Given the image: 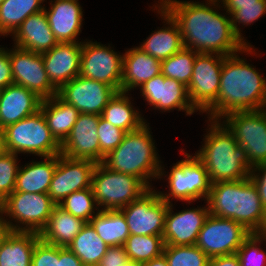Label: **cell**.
<instances>
[{
    "label": "cell",
    "instance_id": "obj_1",
    "mask_svg": "<svg viewBox=\"0 0 266 266\" xmlns=\"http://www.w3.org/2000/svg\"><path fill=\"white\" fill-rule=\"evenodd\" d=\"M208 1L205 5L193 1L161 0L160 6L178 24L184 48L222 56L241 51L251 54V45L246 46L234 33L231 18L215 11V7H209L218 6L216 2L221 1Z\"/></svg>",
    "mask_w": 266,
    "mask_h": 266
},
{
    "label": "cell",
    "instance_id": "obj_2",
    "mask_svg": "<svg viewBox=\"0 0 266 266\" xmlns=\"http://www.w3.org/2000/svg\"><path fill=\"white\" fill-rule=\"evenodd\" d=\"M236 54L223 60L218 97L207 110L210 119L221 121L232 112L266 108V79Z\"/></svg>",
    "mask_w": 266,
    "mask_h": 266
},
{
    "label": "cell",
    "instance_id": "obj_3",
    "mask_svg": "<svg viewBox=\"0 0 266 266\" xmlns=\"http://www.w3.org/2000/svg\"><path fill=\"white\" fill-rule=\"evenodd\" d=\"M211 127L202 148L194 154L206 167L211 183L244 180L253 166L232 132L219 120L209 119ZM220 122V123H219Z\"/></svg>",
    "mask_w": 266,
    "mask_h": 266
},
{
    "label": "cell",
    "instance_id": "obj_4",
    "mask_svg": "<svg viewBox=\"0 0 266 266\" xmlns=\"http://www.w3.org/2000/svg\"><path fill=\"white\" fill-rule=\"evenodd\" d=\"M206 201L210 215L232 219L251 233L262 234L265 207L250 177L212 183Z\"/></svg>",
    "mask_w": 266,
    "mask_h": 266
},
{
    "label": "cell",
    "instance_id": "obj_5",
    "mask_svg": "<svg viewBox=\"0 0 266 266\" xmlns=\"http://www.w3.org/2000/svg\"><path fill=\"white\" fill-rule=\"evenodd\" d=\"M145 123L139 129L127 132L121 144L109 152L102 164L111 170L138 177L149 189V179L164 175L154 142ZM163 172V173H162Z\"/></svg>",
    "mask_w": 266,
    "mask_h": 266
},
{
    "label": "cell",
    "instance_id": "obj_6",
    "mask_svg": "<svg viewBox=\"0 0 266 266\" xmlns=\"http://www.w3.org/2000/svg\"><path fill=\"white\" fill-rule=\"evenodd\" d=\"M2 130L8 152L32 153L41 158L61 153V145L52 136L41 110Z\"/></svg>",
    "mask_w": 266,
    "mask_h": 266
},
{
    "label": "cell",
    "instance_id": "obj_7",
    "mask_svg": "<svg viewBox=\"0 0 266 266\" xmlns=\"http://www.w3.org/2000/svg\"><path fill=\"white\" fill-rule=\"evenodd\" d=\"M91 188L102 210H119L149 190L138 177L111 170L102 163L95 166Z\"/></svg>",
    "mask_w": 266,
    "mask_h": 266
},
{
    "label": "cell",
    "instance_id": "obj_8",
    "mask_svg": "<svg viewBox=\"0 0 266 266\" xmlns=\"http://www.w3.org/2000/svg\"><path fill=\"white\" fill-rule=\"evenodd\" d=\"M55 206L56 203L46 193L13 192L0 203V214L5 213L18 224H23L20 227L5 219L11 231L39 234L47 225Z\"/></svg>",
    "mask_w": 266,
    "mask_h": 266
},
{
    "label": "cell",
    "instance_id": "obj_9",
    "mask_svg": "<svg viewBox=\"0 0 266 266\" xmlns=\"http://www.w3.org/2000/svg\"><path fill=\"white\" fill-rule=\"evenodd\" d=\"M184 155L187 156L186 159L177 162L168 175L169 194L158 192L169 204L171 197L190 204L200 198L206 200L210 193L212 183L206 167L196 156H190L188 153Z\"/></svg>",
    "mask_w": 266,
    "mask_h": 266
},
{
    "label": "cell",
    "instance_id": "obj_10",
    "mask_svg": "<svg viewBox=\"0 0 266 266\" xmlns=\"http://www.w3.org/2000/svg\"><path fill=\"white\" fill-rule=\"evenodd\" d=\"M224 117V124L246 151L249 163H266V108L232 112Z\"/></svg>",
    "mask_w": 266,
    "mask_h": 266
},
{
    "label": "cell",
    "instance_id": "obj_11",
    "mask_svg": "<svg viewBox=\"0 0 266 266\" xmlns=\"http://www.w3.org/2000/svg\"><path fill=\"white\" fill-rule=\"evenodd\" d=\"M251 234L241 223L209 215L201 228L195 245L209 258L236 254Z\"/></svg>",
    "mask_w": 266,
    "mask_h": 266
},
{
    "label": "cell",
    "instance_id": "obj_12",
    "mask_svg": "<svg viewBox=\"0 0 266 266\" xmlns=\"http://www.w3.org/2000/svg\"><path fill=\"white\" fill-rule=\"evenodd\" d=\"M215 55V56H214ZM198 53L195 57L193 72L187 87L193 107L201 112L216 102L219 92L221 71L225 56Z\"/></svg>",
    "mask_w": 266,
    "mask_h": 266
},
{
    "label": "cell",
    "instance_id": "obj_13",
    "mask_svg": "<svg viewBox=\"0 0 266 266\" xmlns=\"http://www.w3.org/2000/svg\"><path fill=\"white\" fill-rule=\"evenodd\" d=\"M109 47L97 42H83L79 75L103 82L121 92L123 55H118Z\"/></svg>",
    "mask_w": 266,
    "mask_h": 266
},
{
    "label": "cell",
    "instance_id": "obj_14",
    "mask_svg": "<svg viewBox=\"0 0 266 266\" xmlns=\"http://www.w3.org/2000/svg\"><path fill=\"white\" fill-rule=\"evenodd\" d=\"M169 203L150 188L139 199L119 209L128 224L130 235H158L164 232Z\"/></svg>",
    "mask_w": 266,
    "mask_h": 266
},
{
    "label": "cell",
    "instance_id": "obj_15",
    "mask_svg": "<svg viewBox=\"0 0 266 266\" xmlns=\"http://www.w3.org/2000/svg\"><path fill=\"white\" fill-rule=\"evenodd\" d=\"M117 91L96 80L76 76L57 90V96L80 113L101 115Z\"/></svg>",
    "mask_w": 266,
    "mask_h": 266
},
{
    "label": "cell",
    "instance_id": "obj_16",
    "mask_svg": "<svg viewBox=\"0 0 266 266\" xmlns=\"http://www.w3.org/2000/svg\"><path fill=\"white\" fill-rule=\"evenodd\" d=\"M8 52L14 84L28 88L42 100L57 95V89L48 79L42 54L16 46Z\"/></svg>",
    "mask_w": 266,
    "mask_h": 266
},
{
    "label": "cell",
    "instance_id": "obj_17",
    "mask_svg": "<svg viewBox=\"0 0 266 266\" xmlns=\"http://www.w3.org/2000/svg\"><path fill=\"white\" fill-rule=\"evenodd\" d=\"M96 164L91 160L72 159L61 153L58 154L48 196L58 205L73 192L90 188Z\"/></svg>",
    "mask_w": 266,
    "mask_h": 266
},
{
    "label": "cell",
    "instance_id": "obj_18",
    "mask_svg": "<svg viewBox=\"0 0 266 266\" xmlns=\"http://www.w3.org/2000/svg\"><path fill=\"white\" fill-rule=\"evenodd\" d=\"M101 115L80 113L69 135L61 144V154L72 159L100 163L97 127Z\"/></svg>",
    "mask_w": 266,
    "mask_h": 266
},
{
    "label": "cell",
    "instance_id": "obj_19",
    "mask_svg": "<svg viewBox=\"0 0 266 266\" xmlns=\"http://www.w3.org/2000/svg\"><path fill=\"white\" fill-rule=\"evenodd\" d=\"M142 96L147 103L155 109L170 111H186V115L193 114L196 109L193 107L188 90L181 82L165 77L162 73L148 80L141 86Z\"/></svg>",
    "mask_w": 266,
    "mask_h": 266
},
{
    "label": "cell",
    "instance_id": "obj_20",
    "mask_svg": "<svg viewBox=\"0 0 266 266\" xmlns=\"http://www.w3.org/2000/svg\"><path fill=\"white\" fill-rule=\"evenodd\" d=\"M171 209L170 203L165 215L162 235L165 245H195L198 234L210 215L208 205L198 209L182 210L175 214Z\"/></svg>",
    "mask_w": 266,
    "mask_h": 266
},
{
    "label": "cell",
    "instance_id": "obj_21",
    "mask_svg": "<svg viewBox=\"0 0 266 266\" xmlns=\"http://www.w3.org/2000/svg\"><path fill=\"white\" fill-rule=\"evenodd\" d=\"M81 51V42H67L42 53L48 79L57 90L79 75Z\"/></svg>",
    "mask_w": 266,
    "mask_h": 266
},
{
    "label": "cell",
    "instance_id": "obj_22",
    "mask_svg": "<svg viewBox=\"0 0 266 266\" xmlns=\"http://www.w3.org/2000/svg\"><path fill=\"white\" fill-rule=\"evenodd\" d=\"M42 99L24 86L12 84L0 93V129L40 110Z\"/></svg>",
    "mask_w": 266,
    "mask_h": 266
},
{
    "label": "cell",
    "instance_id": "obj_23",
    "mask_svg": "<svg viewBox=\"0 0 266 266\" xmlns=\"http://www.w3.org/2000/svg\"><path fill=\"white\" fill-rule=\"evenodd\" d=\"M50 2V10L45 9V13L55 39L58 43L78 42L76 38L81 31L83 21L82 8L78 0Z\"/></svg>",
    "mask_w": 266,
    "mask_h": 266
},
{
    "label": "cell",
    "instance_id": "obj_24",
    "mask_svg": "<svg viewBox=\"0 0 266 266\" xmlns=\"http://www.w3.org/2000/svg\"><path fill=\"white\" fill-rule=\"evenodd\" d=\"M15 46L42 54L58 44L48 24L45 9L30 15L13 33Z\"/></svg>",
    "mask_w": 266,
    "mask_h": 266
},
{
    "label": "cell",
    "instance_id": "obj_25",
    "mask_svg": "<svg viewBox=\"0 0 266 266\" xmlns=\"http://www.w3.org/2000/svg\"><path fill=\"white\" fill-rule=\"evenodd\" d=\"M161 73V61L143 52L139 47L129 49L123 55L121 92L128 93L135 87Z\"/></svg>",
    "mask_w": 266,
    "mask_h": 266
},
{
    "label": "cell",
    "instance_id": "obj_26",
    "mask_svg": "<svg viewBox=\"0 0 266 266\" xmlns=\"http://www.w3.org/2000/svg\"><path fill=\"white\" fill-rule=\"evenodd\" d=\"M157 7L162 19L170 26L152 33L139 48L157 60L163 61L181 51L184 45L178 24L161 6L155 5V9Z\"/></svg>",
    "mask_w": 266,
    "mask_h": 266
},
{
    "label": "cell",
    "instance_id": "obj_27",
    "mask_svg": "<svg viewBox=\"0 0 266 266\" xmlns=\"http://www.w3.org/2000/svg\"><path fill=\"white\" fill-rule=\"evenodd\" d=\"M43 158L44 161H33L24 167H19L14 192L48 194V189L56 170L57 155Z\"/></svg>",
    "mask_w": 266,
    "mask_h": 266
},
{
    "label": "cell",
    "instance_id": "obj_28",
    "mask_svg": "<svg viewBox=\"0 0 266 266\" xmlns=\"http://www.w3.org/2000/svg\"><path fill=\"white\" fill-rule=\"evenodd\" d=\"M40 110L43 112L52 136L61 145L76 123L80 112L57 95L42 100Z\"/></svg>",
    "mask_w": 266,
    "mask_h": 266
},
{
    "label": "cell",
    "instance_id": "obj_29",
    "mask_svg": "<svg viewBox=\"0 0 266 266\" xmlns=\"http://www.w3.org/2000/svg\"><path fill=\"white\" fill-rule=\"evenodd\" d=\"M85 224L86 222L82 219L73 216L56 205L47 225L39 235L44 242L60 247H68Z\"/></svg>",
    "mask_w": 266,
    "mask_h": 266
},
{
    "label": "cell",
    "instance_id": "obj_30",
    "mask_svg": "<svg viewBox=\"0 0 266 266\" xmlns=\"http://www.w3.org/2000/svg\"><path fill=\"white\" fill-rule=\"evenodd\" d=\"M39 239L36 232L10 231L0 246V266H31Z\"/></svg>",
    "mask_w": 266,
    "mask_h": 266
},
{
    "label": "cell",
    "instance_id": "obj_31",
    "mask_svg": "<svg viewBox=\"0 0 266 266\" xmlns=\"http://www.w3.org/2000/svg\"><path fill=\"white\" fill-rule=\"evenodd\" d=\"M108 246L124 245L130 236L128 224L120 210H99L89 221Z\"/></svg>",
    "mask_w": 266,
    "mask_h": 266
},
{
    "label": "cell",
    "instance_id": "obj_32",
    "mask_svg": "<svg viewBox=\"0 0 266 266\" xmlns=\"http://www.w3.org/2000/svg\"><path fill=\"white\" fill-rule=\"evenodd\" d=\"M140 115L137 110H133L125 92H117L101 113L104 120L126 133L137 130L146 123Z\"/></svg>",
    "mask_w": 266,
    "mask_h": 266
},
{
    "label": "cell",
    "instance_id": "obj_33",
    "mask_svg": "<svg viewBox=\"0 0 266 266\" xmlns=\"http://www.w3.org/2000/svg\"><path fill=\"white\" fill-rule=\"evenodd\" d=\"M108 245L98 236L90 223H86L69 244V248L86 266H97Z\"/></svg>",
    "mask_w": 266,
    "mask_h": 266
},
{
    "label": "cell",
    "instance_id": "obj_34",
    "mask_svg": "<svg viewBox=\"0 0 266 266\" xmlns=\"http://www.w3.org/2000/svg\"><path fill=\"white\" fill-rule=\"evenodd\" d=\"M44 0H5L0 4V35L13 34L30 15L43 11Z\"/></svg>",
    "mask_w": 266,
    "mask_h": 266
},
{
    "label": "cell",
    "instance_id": "obj_35",
    "mask_svg": "<svg viewBox=\"0 0 266 266\" xmlns=\"http://www.w3.org/2000/svg\"><path fill=\"white\" fill-rule=\"evenodd\" d=\"M129 260L147 262L163 254L165 242L158 235H130L124 244Z\"/></svg>",
    "mask_w": 266,
    "mask_h": 266
},
{
    "label": "cell",
    "instance_id": "obj_36",
    "mask_svg": "<svg viewBox=\"0 0 266 266\" xmlns=\"http://www.w3.org/2000/svg\"><path fill=\"white\" fill-rule=\"evenodd\" d=\"M197 54L198 52L192 49L183 48L166 60L161 61V73L165 77L175 79L188 87Z\"/></svg>",
    "mask_w": 266,
    "mask_h": 266
},
{
    "label": "cell",
    "instance_id": "obj_37",
    "mask_svg": "<svg viewBox=\"0 0 266 266\" xmlns=\"http://www.w3.org/2000/svg\"><path fill=\"white\" fill-rule=\"evenodd\" d=\"M95 203V197L93 195L92 188L90 187L73 192L72 194L65 197L58 204V206L63 210L69 212L73 216L82 219L86 223H89V221L95 216L94 208H98L97 204Z\"/></svg>",
    "mask_w": 266,
    "mask_h": 266
},
{
    "label": "cell",
    "instance_id": "obj_38",
    "mask_svg": "<svg viewBox=\"0 0 266 266\" xmlns=\"http://www.w3.org/2000/svg\"><path fill=\"white\" fill-rule=\"evenodd\" d=\"M168 266H207L209 257L196 245H165Z\"/></svg>",
    "mask_w": 266,
    "mask_h": 266
},
{
    "label": "cell",
    "instance_id": "obj_39",
    "mask_svg": "<svg viewBox=\"0 0 266 266\" xmlns=\"http://www.w3.org/2000/svg\"><path fill=\"white\" fill-rule=\"evenodd\" d=\"M266 240L265 234L251 233L237 250L241 266H266V252L257 244Z\"/></svg>",
    "mask_w": 266,
    "mask_h": 266
},
{
    "label": "cell",
    "instance_id": "obj_40",
    "mask_svg": "<svg viewBox=\"0 0 266 266\" xmlns=\"http://www.w3.org/2000/svg\"><path fill=\"white\" fill-rule=\"evenodd\" d=\"M16 159L17 154L11 152L0 157V203L15 190L19 170Z\"/></svg>",
    "mask_w": 266,
    "mask_h": 266
},
{
    "label": "cell",
    "instance_id": "obj_41",
    "mask_svg": "<svg viewBox=\"0 0 266 266\" xmlns=\"http://www.w3.org/2000/svg\"><path fill=\"white\" fill-rule=\"evenodd\" d=\"M97 134L100 145V163H102L104 157L121 144L126 132L100 116Z\"/></svg>",
    "mask_w": 266,
    "mask_h": 266
},
{
    "label": "cell",
    "instance_id": "obj_42",
    "mask_svg": "<svg viewBox=\"0 0 266 266\" xmlns=\"http://www.w3.org/2000/svg\"><path fill=\"white\" fill-rule=\"evenodd\" d=\"M266 14V5H249L241 6L237 9L230 17L232 22V28L236 36L246 45L248 43L244 41L242 34L240 32L237 22L243 25L251 24L252 22L258 20L262 15Z\"/></svg>",
    "mask_w": 266,
    "mask_h": 266
},
{
    "label": "cell",
    "instance_id": "obj_43",
    "mask_svg": "<svg viewBox=\"0 0 266 266\" xmlns=\"http://www.w3.org/2000/svg\"><path fill=\"white\" fill-rule=\"evenodd\" d=\"M59 246L44 242L41 238L37 241L31 266H58Z\"/></svg>",
    "mask_w": 266,
    "mask_h": 266
},
{
    "label": "cell",
    "instance_id": "obj_44",
    "mask_svg": "<svg viewBox=\"0 0 266 266\" xmlns=\"http://www.w3.org/2000/svg\"><path fill=\"white\" fill-rule=\"evenodd\" d=\"M128 260L124 245L109 246L97 266H121Z\"/></svg>",
    "mask_w": 266,
    "mask_h": 266
},
{
    "label": "cell",
    "instance_id": "obj_45",
    "mask_svg": "<svg viewBox=\"0 0 266 266\" xmlns=\"http://www.w3.org/2000/svg\"><path fill=\"white\" fill-rule=\"evenodd\" d=\"M255 172H262V176L260 175V173L256 174ZM249 177L251 181L255 184L261 202L266 208V163H261L253 166V169L250 171Z\"/></svg>",
    "mask_w": 266,
    "mask_h": 266
},
{
    "label": "cell",
    "instance_id": "obj_46",
    "mask_svg": "<svg viewBox=\"0 0 266 266\" xmlns=\"http://www.w3.org/2000/svg\"><path fill=\"white\" fill-rule=\"evenodd\" d=\"M14 84L10 55L8 50L0 48V90Z\"/></svg>",
    "mask_w": 266,
    "mask_h": 266
},
{
    "label": "cell",
    "instance_id": "obj_47",
    "mask_svg": "<svg viewBox=\"0 0 266 266\" xmlns=\"http://www.w3.org/2000/svg\"><path fill=\"white\" fill-rule=\"evenodd\" d=\"M58 266H86V265H84L69 248L59 246Z\"/></svg>",
    "mask_w": 266,
    "mask_h": 266
},
{
    "label": "cell",
    "instance_id": "obj_48",
    "mask_svg": "<svg viewBox=\"0 0 266 266\" xmlns=\"http://www.w3.org/2000/svg\"><path fill=\"white\" fill-rule=\"evenodd\" d=\"M222 2L230 16L241 6L266 5V0H222Z\"/></svg>",
    "mask_w": 266,
    "mask_h": 266
},
{
    "label": "cell",
    "instance_id": "obj_49",
    "mask_svg": "<svg viewBox=\"0 0 266 266\" xmlns=\"http://www.w3.org/2000/svg\"><path fill=\"white\" fill-rule=\"evenodd\" d=\"M207 266H241L236 254L209 258Z\"/></svg>",
    "mask_w": 266,
    "mask_h": 266
},
{
    "label": "cell",
    "instance_id": "obj_50",
    "mask_svg": "<svg viewBox=\"0 0 266 266\" xmlns=\"http://www.w3.org/2000/svg\"><path fill=\"white\" fill-rule=\"evenodd\" d=\"M3 215H0V246L5 240L6 236L10 233L11 229L9 225L5 222Z\"/></svg>",
    "mask_w": 266,
    "mask_h": 266
},
{
    "label": "cell",
    "instance_id": "obj_51",
    "mask_svg": "<svg viewBox=\"0 0 266 266\" xmlns=\"http://www.w3.org/2000/svg\"><path fill=\"white\" fill-rule=\"evenodd\" d=\"M142 264L143 266H168L164 254L160 255L159 257L153 258L150 261L144 262Z\"/></svg>",
    "mask_w": 266,
    "mask_h": 266
},
{
    "label": "cell",
    "instance_id": "obj_52",
    "mask_svg": "<svg viewBox=\"0 0 266 266\" xmlns=\"http://www.w3.org/2000/svg\"><path fill=\"white\" fill-rule=\"evenodd\" d=\"M7 152L8 151H7V147H6V142H5L3 130L0 129V157L5 155Z\"/></svg>",
    "mask_w": 266,
    "mask_h": 266
},
{
    "label": "cell",
    "instance_id": "obj_53",
    "mask_svg": "<svg viewBox=\"0 0 266 266\" xmlns=\"http://www.w3.org/2000/svg\"><path fill=\"white\" fill-rule=\"evenodd\" d=\"M121 266H143V264L141 262L128 260L125 264H123Z\"/></svg>",
    "mask_w": 266,
    "mask_h": 266
},
{
    "label": "cell",
    "instance_id": "obj_54",
    "mask_svg": "<svg viewBox=\"0 0 266 266\" xmlns=\"http://www.w3.org/2000/svg\"><path fill=\"white\" fill-rule=\"evenodd\" d=\"M262 234L266 235V208H265L264 220H263V223H262Z\"/></svg>",
    "mask_w": 266,
    "mask_h": 266
}]
</instances>
